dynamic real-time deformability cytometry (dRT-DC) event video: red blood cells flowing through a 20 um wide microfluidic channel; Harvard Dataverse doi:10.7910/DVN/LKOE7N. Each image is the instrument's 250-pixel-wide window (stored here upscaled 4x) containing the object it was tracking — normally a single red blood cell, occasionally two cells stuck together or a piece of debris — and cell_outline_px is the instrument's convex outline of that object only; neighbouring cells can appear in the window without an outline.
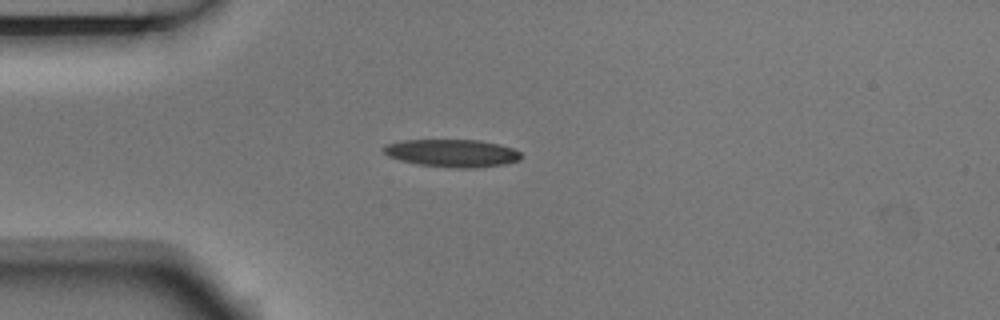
{"species": "Egyptian fruit bat (a non-hibernating species)", "species_latin": "Rousettus aegyptiacus", "temperature_condition": "room temperature", "stored_images_in_passage": 5, "camera_frame_rate_fps": 3000, "um_per_image_px": 0.085, "animal": {"sex": "male"}, "frame": {"image": 1, "passage_image": 3, "time_ms": 0.667, "image_size_px": [1000, 320], "cell_outline_px": [[520, 160], [504, 164], [476, 168], [456, 168], [416, 164], [400, 160], [388, 156], [380, 148], [384, 144], [400, 140], [480, 140], [500, 144], [512, 148], [520, 152]], "centroid_in_image_um": [38.39, 13.01], "position_along_channel_um": 46.6, "area_um2": 22.37}}
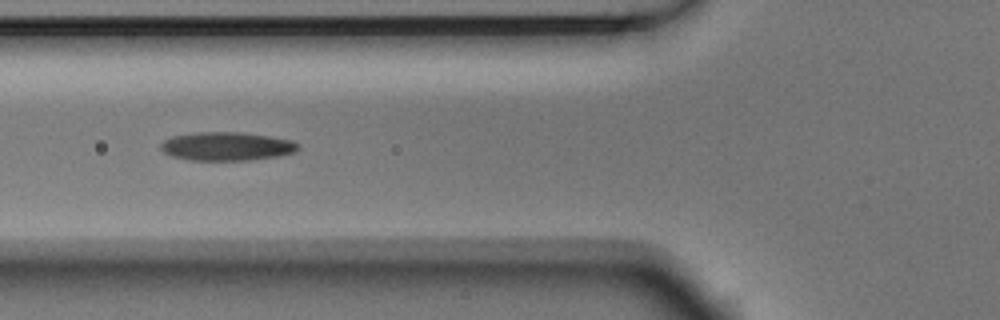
{"frame": {"image": 2, "passage_image": 5, "time_ms": 1.333, "image_size_px": [1000, 320], "cell_outline_px": [[300, 148], [296, 152], [280, 156], [248, 160], [192, 160], [172, 156], [164, 152], [160, 148], [160, 144], [164, 140], [172, 136], [192, 132], [244, 132], [292, 140], [300, 144]], "centroid_in_image_um": [19.3, 12.43], "position_along_channel_um": 106.5, "area_um2": 23.06}}